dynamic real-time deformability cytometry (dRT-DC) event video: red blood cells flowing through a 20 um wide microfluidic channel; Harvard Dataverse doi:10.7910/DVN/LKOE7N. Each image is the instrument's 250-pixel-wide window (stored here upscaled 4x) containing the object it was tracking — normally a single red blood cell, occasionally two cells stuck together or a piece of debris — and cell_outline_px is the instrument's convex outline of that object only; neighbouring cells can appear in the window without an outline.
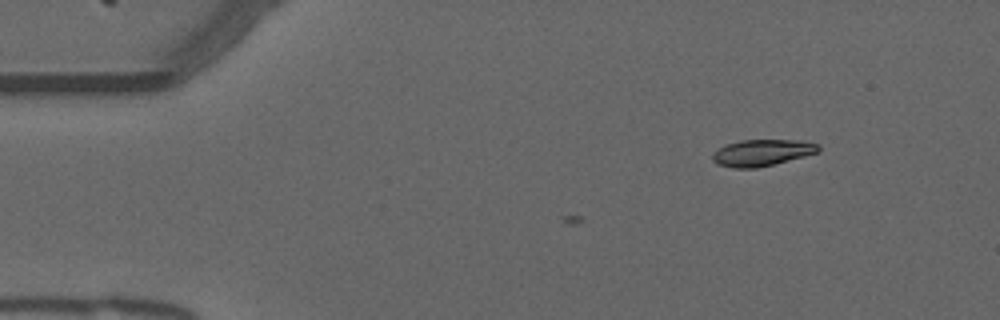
{"species": "common noctule bat (a hibernating species)", "species_latin": "Nyctalus noctula", "temperature_condition": "warm", "stored_images_in_passage": 5, "camera_frame_rate_fps": 3000, "um_per_image_px": 0.085, "animal": {"sex": "male", "forearm_length_mm": 52.5}, "frame": {"image": 1, "passage_image": 5, "time_ms": 1.333, "image_size_px": [1000, 320], "cell_outline_px": [[820, 148], [816, 152], [804, 156], [756, 168], [732, 168], [716, 164], [712, 160], [712, 152], [728, 144], [740, 140], [796, 140], [820, 144]], "centroid_in_image_um": [64.72, 12.98], "position_along_channel_um": 20.3, "area_um2": 16.18}}